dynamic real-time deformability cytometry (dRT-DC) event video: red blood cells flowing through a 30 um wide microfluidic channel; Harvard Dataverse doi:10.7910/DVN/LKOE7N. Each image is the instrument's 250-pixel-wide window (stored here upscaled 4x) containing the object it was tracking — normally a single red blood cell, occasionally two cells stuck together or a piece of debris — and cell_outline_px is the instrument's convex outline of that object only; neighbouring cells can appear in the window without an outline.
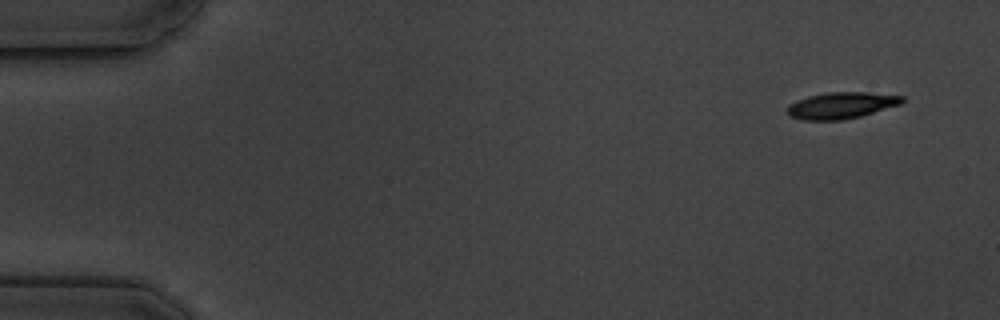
{"species": "common noctule bat (a hibernating species)", "species_latin": "Nyctalus noctula", "temperature_condition": "cold", "stored_images_in_passage": 3, "camera_frame_rate_fps": 3000, "um_per_image_px": 0.085, "animal": {"sex": "male", "body_mass_g": 19.5, "forearm_length_mm": 54.6}, "frame": {"image": 1, "passage_image": 1, "time_ms": 0.0, "image_size_px": [1000, 320], "cell_outline_px": [[904, 100], [900, 104], [860, 116], [840, 120], [804, 120], [788, 116], [788, 104], [796, 100], [808, 96], [828, 92], [868, 92], [904, 96]], "centroid_in_image_um": [71.48, 8.95], "position_along_channel_um": 13.5, "area_um2": 17.63}}